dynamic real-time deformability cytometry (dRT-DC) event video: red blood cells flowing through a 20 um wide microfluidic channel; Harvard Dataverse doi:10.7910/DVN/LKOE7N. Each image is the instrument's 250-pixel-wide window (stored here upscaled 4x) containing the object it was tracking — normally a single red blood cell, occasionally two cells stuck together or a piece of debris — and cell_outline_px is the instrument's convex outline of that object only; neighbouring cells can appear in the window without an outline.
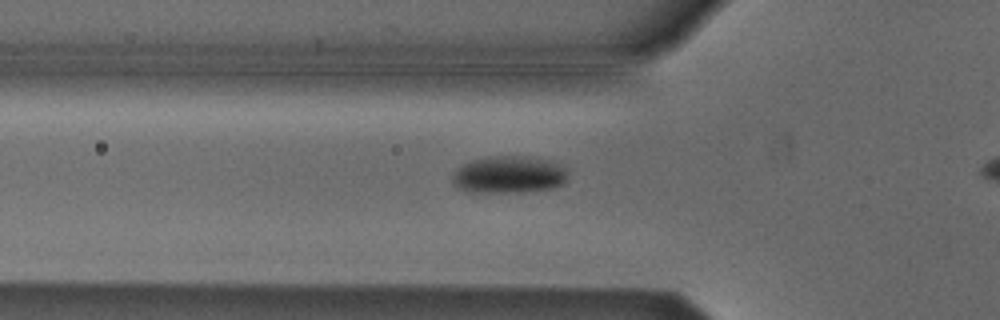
{"species": "Egyptian fruit bat (a non-hibernating species)", "species_latin": "Rousettus aegyptiacus", "temperature_condition": "cold", "stored_images_in_passage": 30, "camera_frame_rate_fps": 3000, "um_per_image_px": 0.085, "animal": {"sex": "male"}, "frame": {"image": 1, "passage_image": 4, "time_ms": 1.0, "image_size_px": [1000, 320], "cell_outline_px": [[568, 176], [564, 184], [552, 188], [520, 192], [468, 192], [456, 188], [452, 184], [452, 176], [464, 164], [472, 160], [484, 156], [528, 156], [552, 160], [564, 168], [568, 172]], "centroid_in_image_um": [43.27, 14.84], "position_along_channel_um": 82.5, "area_um2": 25.32}}
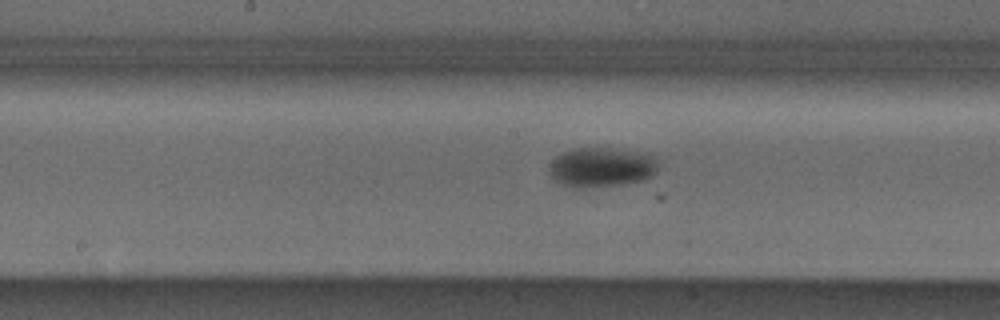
{"frame": {"image": 2, "passage_image": 13, "time_ms": 4.0, "image_size_px": [1000, 320], "cell_outline_px": [[656, 172], [652, 176], [644, 180], [624, 184], [580, 188], [576, 188], [564, 184], [556, 180], [548, 172], [548, 168], [552, 160], [556, 156], [564, 152], [576, 148], [608, 148], [648, 152], [656, 160]], "centroid_in_image_um": [51.14, 14.21], "position_along_channel_um": 197.1, "area_um2": 25.2}}
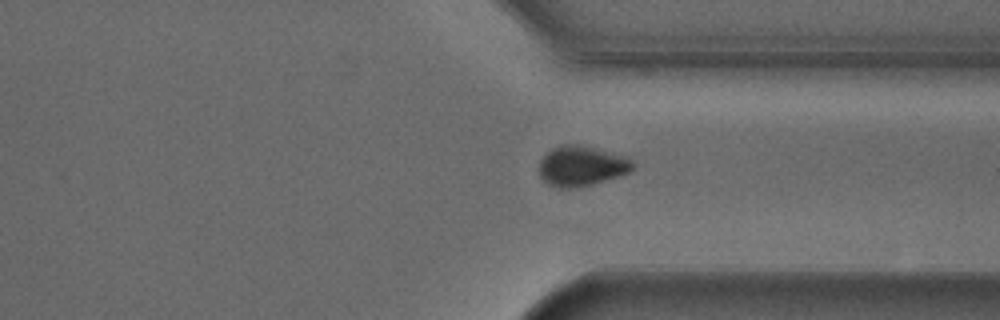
{"frame": {"image": 3, "passage_image": 26, "time_ms": 8.333, "image_size_px": [1000, 320], "cell_outline_px": [[636, 164], [632, 172], [620, 176], [592, 184], [572, 188], [560, 188], [548, 184], [540, 176], [540, 160], [552, 148], [560, 144], [580, 144], [628, 156]], "centroid_in_image_um": [49.49, 14.09], "position_along_channel_um": 361.9, "area_um2": 22.2}}